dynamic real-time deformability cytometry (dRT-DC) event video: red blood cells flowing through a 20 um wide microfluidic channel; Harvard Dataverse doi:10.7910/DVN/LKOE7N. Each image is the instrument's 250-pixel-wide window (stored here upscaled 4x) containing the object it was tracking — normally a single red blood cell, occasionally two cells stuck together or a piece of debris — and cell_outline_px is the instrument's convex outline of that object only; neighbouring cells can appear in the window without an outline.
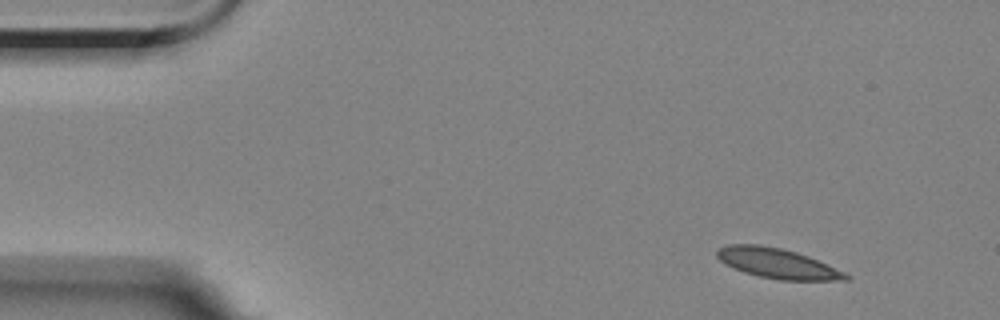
{"species": "Egyptian fruit bat (a non-hibernating species)", "species_latin": "Rousettus aegyptiacus", "temperature_condition": "room temperature", "stored_images_in_passage": 3, "camera_frame_rate_fps": 3000, "um_per_image_px": 0.085, "animal": {"sex": "female"}, "frame": {"image": 1, "passage_image": 1, "time_ms": 0.0, "image_size_px": [1000, 320], "cell_outline_px": [[852, 276], [848, 280], [780, 280], [760, 276], [744, 272], [732, 268], [724, 264], [716, 256], [716, 248], [728, 244], [760, 244], [780, 248], [796, 252], [808, 256], [844, 272]], "centroid_in_image_um": [66.02, 22.38], "position_along_channel_um": 19.0, "area_um2": 22.54}}
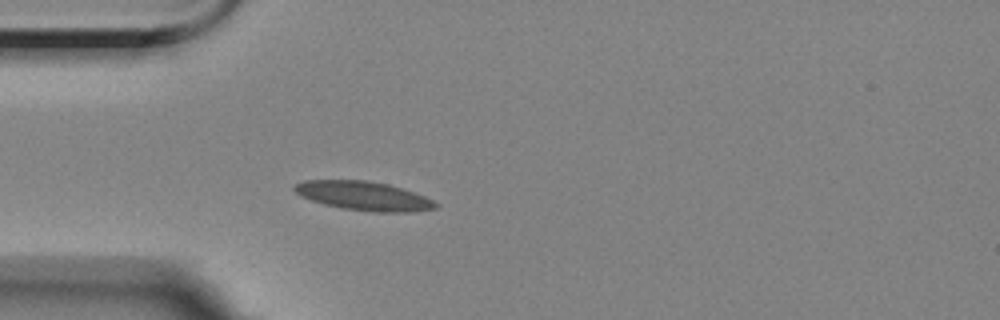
{"frame": {"image": 2, "passage_image": 3, "time_ms": 3.333, "image_size_px": [1000, 320], "cell_outline_px": [[440, 204], [436, 208], [416, 212], [372, 212], [340, 208], [324, 204], [300, 196], [292, 188], [296, 184], [304, 180], [364, 180], [388, 184], [424, 196]], "centroid_in_image_um": [30.91, 16.66], "position_along_channel_um": 54.1, "area_um2": 23.81}}